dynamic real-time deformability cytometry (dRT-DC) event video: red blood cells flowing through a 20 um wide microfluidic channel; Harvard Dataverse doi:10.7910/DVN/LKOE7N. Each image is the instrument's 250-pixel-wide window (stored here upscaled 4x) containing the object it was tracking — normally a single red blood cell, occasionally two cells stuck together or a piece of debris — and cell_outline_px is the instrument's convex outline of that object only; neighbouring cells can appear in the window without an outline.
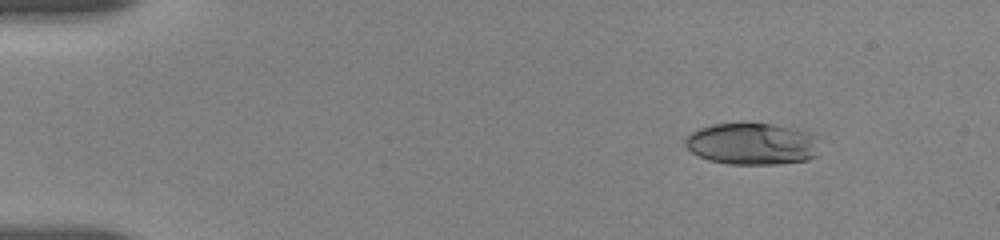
{"species": "human", "species_latin": "Homo sapiens", "temperature_condition": "room temperature", "stored_images_in_passage": 8, "camera_frame_rate_fps": 3000, "um_per_image_px": 0.085, "donor": {"sex": "female"}, "frame": {"image": 1, "passage_image": 1, "time_ms": 0.0, "image_size_px": [1000, 240], "cell_outline_px": [[816, 156], [808, 160], [776, 164], [728, 164], [708, 160], [692, 152], [684, 144], [684, 140], [692, 132], [700, 128], [712, 124], [740, 120], [772, 124], [796, 128], [812, 132]], "centroid_in_image_um": [63.87, 12.18], "position_along_channel_um": 21.1, "area_um2": 33.23}}
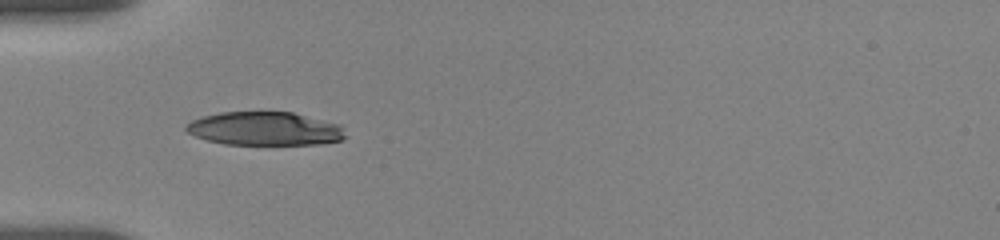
{"frame": {"image": 2, "passage_image": 7, "time_ms": 3.667, "image_size_px": [1000, 240], "cell_outline_px": [[348, 136], [344, 140], [320, 144], [224, 144], [208, 140], [196, 136], [188, 132], [184, 128], [184, 124], [200, 116], [220, 112], [292, 112], [340, 124]], "centroid_in_image_um": [22.52, 10.93], "position_along_channel_um": 62.5, "area_um2": 31.33}}
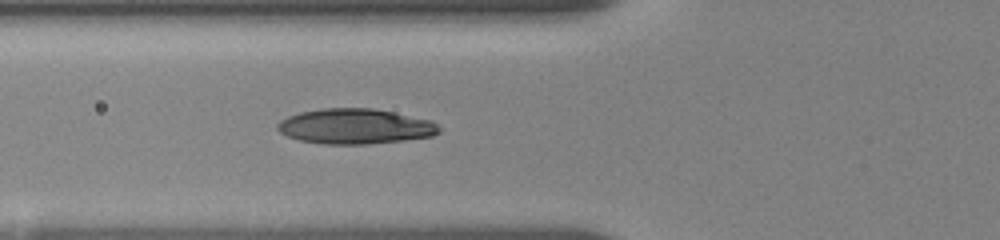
{"frame": {"image": 3, "passage_image": 8, "time_ms": 4.667, "image_size_px": [1000, 240], "cell_outline_px": [[440, 132], [432, 136], [404, 140], [368, 144], [324, 144], [300, 140], [288, 136], [280, 132], [276, 128], [276, 124], [280, 120], [288, 116], [300, 112], [324, 108], [372, 108], [432, 120], [440, 128]], "centroid_in_image_um": [30.18, 10.74], "position_along_channel_um": 95.6, "area_um2": 33.12}}